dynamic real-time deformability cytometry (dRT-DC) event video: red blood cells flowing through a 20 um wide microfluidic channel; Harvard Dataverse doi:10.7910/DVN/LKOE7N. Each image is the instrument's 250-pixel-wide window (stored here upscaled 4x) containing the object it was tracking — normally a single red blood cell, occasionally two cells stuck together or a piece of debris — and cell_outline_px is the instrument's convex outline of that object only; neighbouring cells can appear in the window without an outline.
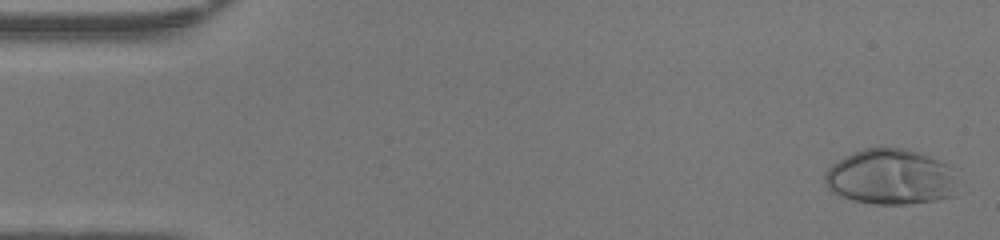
{"species": "human", "species_latin": "Homo sapiens", "temperature_condition": "warm", "stored_images_in_passage": 45, "camera_frame_rate_fps": 3000, "um_per_image_px": 0.085, "donor": {"sex": "female"}, "frame": {"image": 1, "passage_image": 2, "time_ms": 0.333, "image_size_px": [1000, 240], "cell_outline_px": [[952, 196], [936, 200], [904, 204], [876, 204], [852, 200], [840, 196], [832, 192], [824, 184], [824, 172], [832, 164], [844, 156], [852, 152], [864, 148], [904, 148], [920, 152], [948, 164]], "centroid_in_image_um": [75.56, 15.03], "position_along_channel_um": 9.4, "area_um2": 42.37}}
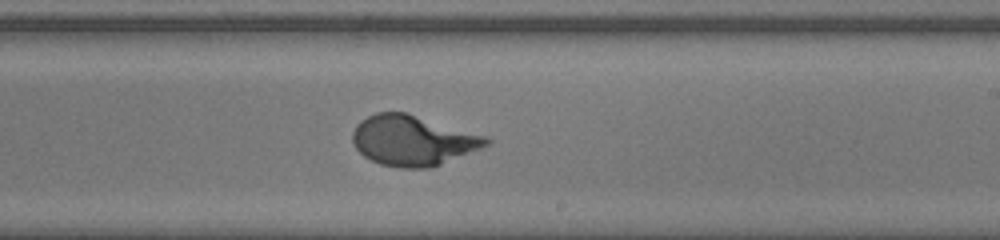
{"frame": {"image": 2, "passage_image": 29, "time_ms": 9.333, "image_size_px": [1000, 240], "cell_outline_px": [[492, 144], [440, 164], [428, 168], [400, 168], [380, 164], [364, 156], [352, 144], [352, 132], [356, 124], [360, 120], [376, 112], [408, 112], [488, 136], [492, 140]], "centroid_in_image_um": [35.11, 11.92], "position_along_channel_um": 253.9, "area_um2": 39.54}}
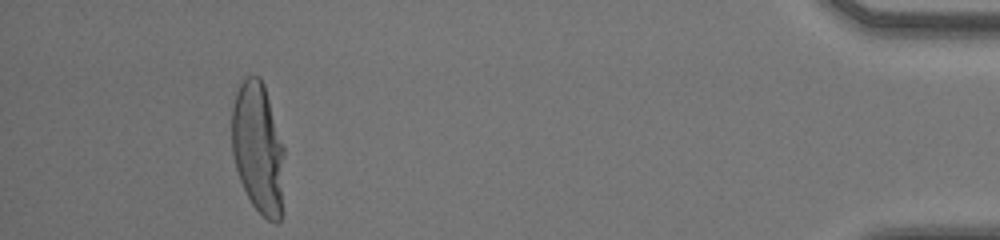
{"frame": {"image": 3, "passage_image": 45, "time_ms": 14.667, "image_size_px": [1000, 240], "cell_outline_px": [[284, 156], [280, 220], [276, 224], [268, 220], [252, 204], [240, 180], [236, 168], [232, 152], [232, 104], [240, 80], [244, 76], [260, 76], [264, 84], [284, 148]], "centroid_in_image_um": [21.92, 12.52], "position_along_channel_um": 413.3, "area_um2": 40.06}, "authors_computed_cell_mechanics": {"area_um2": 39.2462, "velocity_mm_per_s": 4.3002, "shape_relaxation_time_tau1_ms": 3.5752, "shape_relaxation_time_tau2_ms": null, "deformation_change_tau1": 0.2613, "deformation_change_tau2": null}}